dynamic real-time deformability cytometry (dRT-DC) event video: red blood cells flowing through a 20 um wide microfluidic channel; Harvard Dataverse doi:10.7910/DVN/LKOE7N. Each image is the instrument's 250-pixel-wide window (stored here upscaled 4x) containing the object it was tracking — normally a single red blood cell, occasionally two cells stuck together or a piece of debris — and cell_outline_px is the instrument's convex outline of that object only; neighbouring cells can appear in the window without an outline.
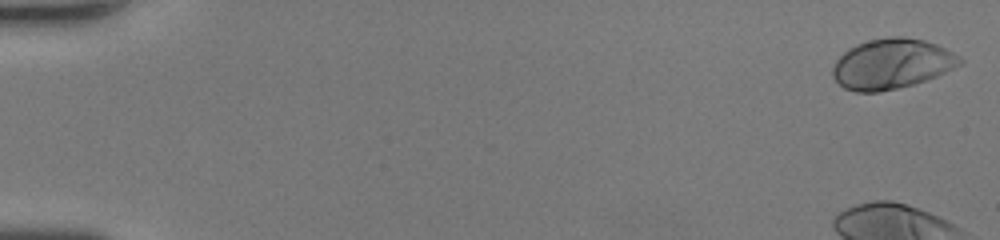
{"species": "human", "species_latin": "Homo sapiens", "temperature_condition": "room temperature", "stored_images_in_passage": 42, "camera_frame_rate_fps": 3000, "um_per_image_px": 0.085, "donor": {"sex": "female"}, "frame": {"image": 1, "passage_image": 2, "time_ms": 0.333, "image_size_px": [1000, 240], "cell_outline_px": [[964, 60], [960, 64], [936, 76], [912, 84], [880, 92], [856, 92], [844, 88], [832, 76], [832, 68], [836, 60], [848, 48], [856, 44], [888, 36], [904, 36], [924, 40], [936, 44], [960, 56]], "centroid_in_image_um": [75.77, 5.42], "position_along_channel_um": 9.2, "area_um2": 36.93}}